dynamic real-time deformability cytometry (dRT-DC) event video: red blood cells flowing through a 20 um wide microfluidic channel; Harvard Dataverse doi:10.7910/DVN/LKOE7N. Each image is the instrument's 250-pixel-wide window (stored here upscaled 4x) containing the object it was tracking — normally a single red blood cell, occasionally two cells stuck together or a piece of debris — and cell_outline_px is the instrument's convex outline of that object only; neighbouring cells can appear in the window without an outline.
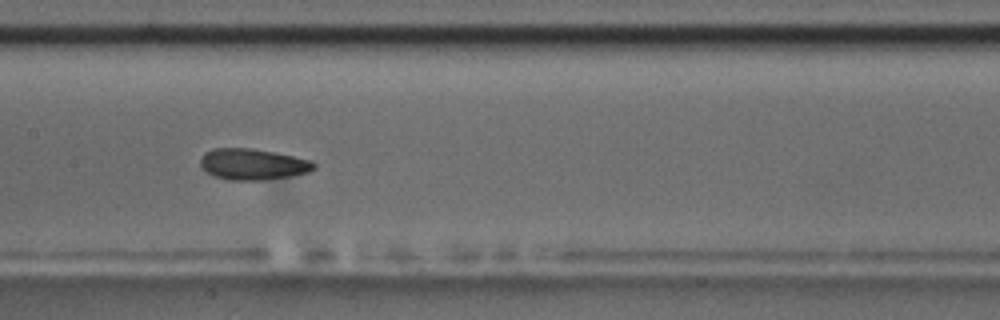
{"species": "common noctule bat (a hibernating species)", "species_latin": "Nyctalus noctula", "temperature_condition": "room temperature", "stored_images_in_passage": 9, "camera_frame_rate_fps": 3000, "um_per_image_px": 0.085, "animal": {"sex": "male", "body_mass_g": 17.5, "forearm_length_mm": 52.3}, "frame": {"image": 1, "passage_image": 9, "time_ms": 9.0, "image_size_px": [1000, 320], "cell_outline_px": [[316, 168], [308, 172], [288, 176], [260, 180], [228, 180], [216, 176], [200, 168], [200, 160], [204, 152], [212, 148], [252, 148], [276, 152], [312, 160], [316, 164]], "centroid_in_image_um": [21.48, 13.94], "position_along_channel_um": 185.9, "area_um2": 20.69}}